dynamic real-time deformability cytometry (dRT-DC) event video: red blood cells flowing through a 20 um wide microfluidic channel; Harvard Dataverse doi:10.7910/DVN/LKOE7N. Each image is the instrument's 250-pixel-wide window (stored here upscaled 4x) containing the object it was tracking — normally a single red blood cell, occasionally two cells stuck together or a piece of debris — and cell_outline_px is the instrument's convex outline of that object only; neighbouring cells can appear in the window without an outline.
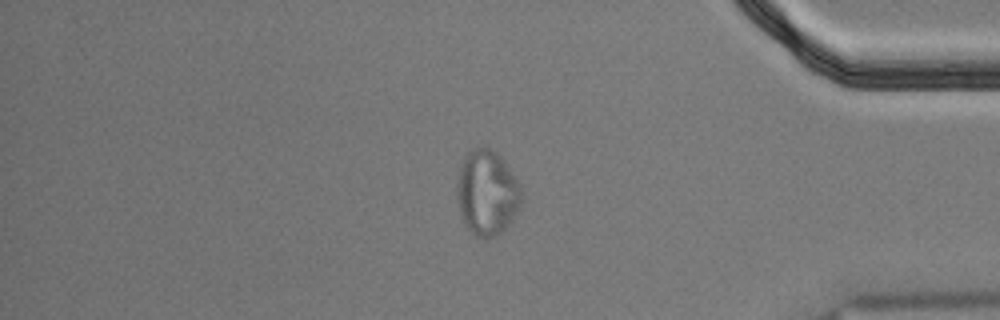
{"species": "Egyptian fruit bat (a non-hibernating species)", "species_latin": "Rousettus aegyptiacus", "temperature_condition": "cold", "stored_images_in_passage": 57, "segment_of_instrument_passage": [2, 2], "camera_frame_rate_fps": 3000, "um_per_image_px": 0.085, "animal": {"sex": "male"}, "frame": {"image": 1, "passage_image": 47, "time_ms": 15.333, "image_size_px": [1000, 320], "cell_outline_px": [[524, 196], [512, 220], [496, 236], [484, 240], [476, 236], [468, 228], [460, 212], [456, 196], [456, 184], [460, 164], [464, 156], [472, 148], [488, 148], [496, 152], [504, 160], [520, 184]], "centroid_in_image_um": [41.39, 16.38], "position_along_channel_um": 393.8, "area_um2": 32.19}}